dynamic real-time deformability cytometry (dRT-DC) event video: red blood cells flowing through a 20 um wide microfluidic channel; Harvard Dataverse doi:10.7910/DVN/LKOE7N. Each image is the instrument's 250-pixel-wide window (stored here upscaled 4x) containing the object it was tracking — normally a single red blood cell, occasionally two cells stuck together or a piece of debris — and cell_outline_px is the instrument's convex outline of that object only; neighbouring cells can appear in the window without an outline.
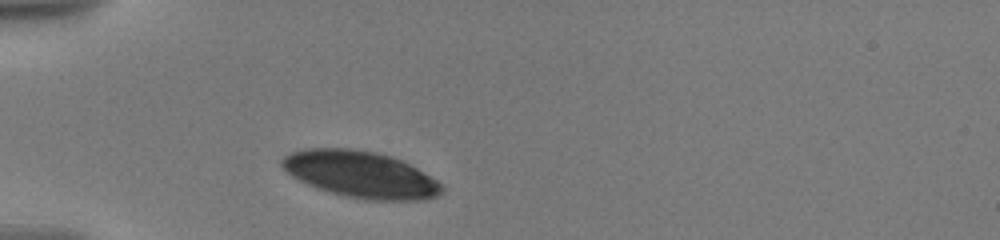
{"species": "human", "species_latin": "Homo sapiens", "temperature_condition": "warm", "stored_images_in_passage": 9, "camera_frame_rate_fps": 3000, "um_per_image_px": 0.085, "donor": {"sex": "male"}, "frame": {"image": 1, "passage_image": 1, "time_ms": 0.0, "image_size_px": [1000, 240], "cell_outline_px": [[444, 188], [436, 196], [424, 200], [364, 200], [344, 196], [316, 188], [292, 176], [280, 164], [280, 160], [284, 156], [292, 152], [304, 148], [352, 148], [376, 152], [392, 156], [404, 160], [444, 184]], "centroid_in_image_um": [30.68, 14.82], "position_along_channel_um": 54.3, "area_um2": 43.7}}
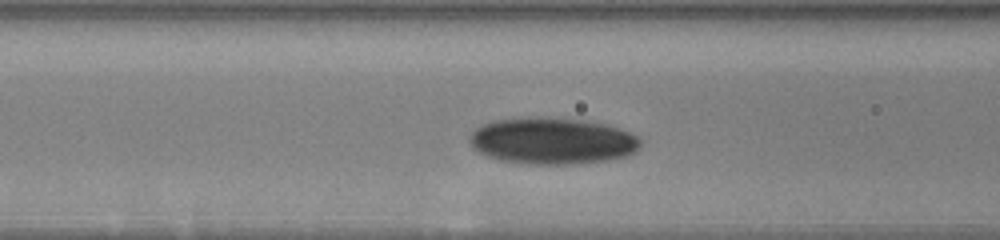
{"frame": {"image": 2, "passage_image": 6, "time_ms": 2.333, "image_size_px": [1000, 240], "cell_outline_px": [[640, 144], [636, 152], [628, 156], [608, 160], [576, 164], [528, 164], [500, 160], [488, 156], [472, 148], [468, 140], [468, 136], [480, 124], [496, 120], [584, 120], [604, 124], [628, 132], [636, 136], [640, 140]], "centroid_in_image_um": [46.94, 12.03], "position_along_channel_um": 119.7, "area_um2": 45.32}}
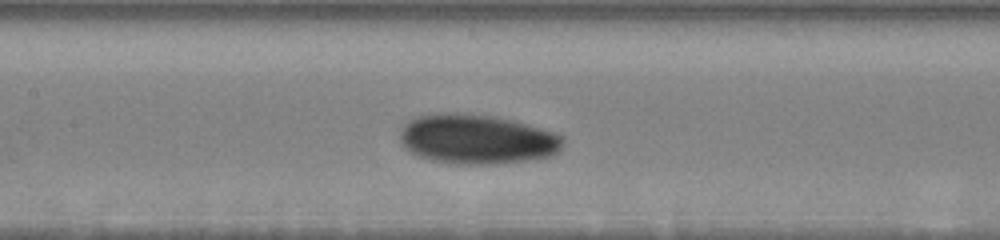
{"frame": {"image": 3, "passage_image": 8, "time_ms": 3.667, "image_size_px": [1000, 240], "cell_outline_px": [[564, 144], [560, 152], [552, 156], [536, 160], [500, 164], [456, 164], [432, 160], [420, 156], [404, 148], [400, 140], [400, 132], [404, 124], [408, 120], [416, 116], [432, 112], [460, 112], [496, 116], [512, 120], [552, 132], [560, 136], [564, 140]], "centroid_in_image_um": [40.54, 11.83], "position_along_channel_um": 166.9, "area_um2": 47.92}}